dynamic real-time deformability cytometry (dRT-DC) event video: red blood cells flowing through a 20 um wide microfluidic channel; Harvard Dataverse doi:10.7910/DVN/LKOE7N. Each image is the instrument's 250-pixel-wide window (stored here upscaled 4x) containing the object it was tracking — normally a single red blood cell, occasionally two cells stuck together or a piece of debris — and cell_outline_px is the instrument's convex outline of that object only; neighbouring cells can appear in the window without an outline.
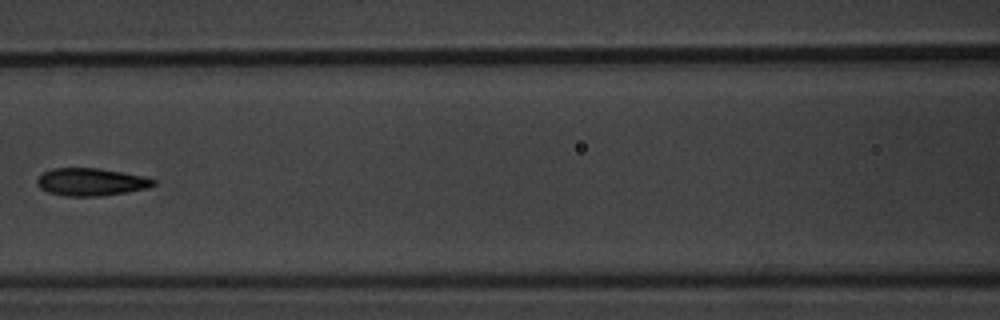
{"species": "common noctule bat (a hibernating species)", "species_latin": "Nyctalus noctula", "temperature_condition": "warm", "stored_images_in_passage": 8, "camera_frame_rate_fps": 3000, "um_per_image_px": 0.085, "animal": {"sex": "male", "body_mass_g": 20.1, "forearm_length_mm": 53.5}, "frame": {"image": 1, "passage_image": 7, "time_ms": 8.0, "image_size_px": [1000, 320], "cell_outline_px": [[156, 184], [148, 188], [128, 192], [100, 196], [64, 196], [48, 192], [40, 188], [36, 184], [36, 180], [44, 172], [52, 168], [100, 168], [144, 176], [156, 180]], "centroid_in_image_um": [7.75, 15.47], "position_along_channel_um": 158.9, "area_um2": 18.84}}
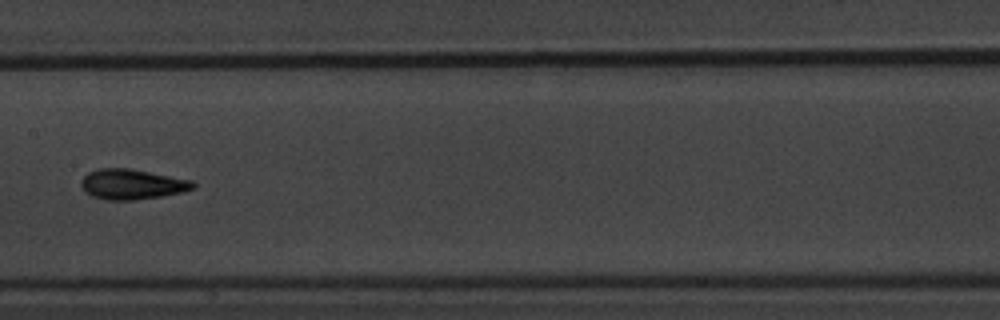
{"frame": {"image": 2, "passage_image": 8, "time_ms": 9.0, "image_size_px": [1000, 320], "cell_outline_px": [[196, 188], [184, 192], [136, 200], [108, 200], [92, 196], [84, 192], [80, 184], [80, 180], [88, 172], [100, 168], [132, 168], [192, 180], [196, 184]], "centroid_in_image_um": [11.23, 15.66], "position_along_channel_um": 196.2, "area_um2": 20.0}}